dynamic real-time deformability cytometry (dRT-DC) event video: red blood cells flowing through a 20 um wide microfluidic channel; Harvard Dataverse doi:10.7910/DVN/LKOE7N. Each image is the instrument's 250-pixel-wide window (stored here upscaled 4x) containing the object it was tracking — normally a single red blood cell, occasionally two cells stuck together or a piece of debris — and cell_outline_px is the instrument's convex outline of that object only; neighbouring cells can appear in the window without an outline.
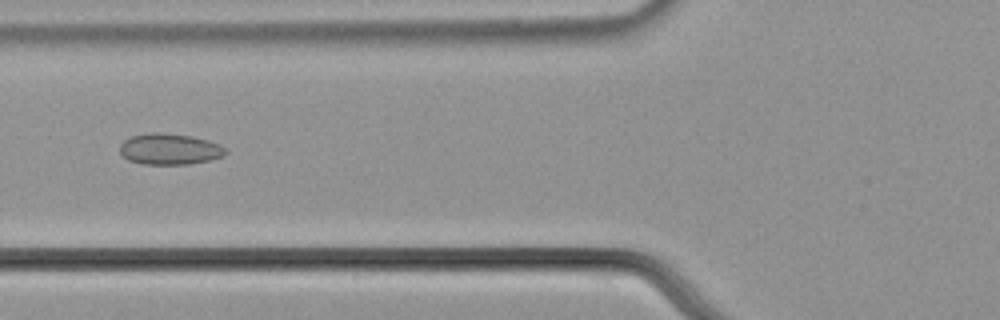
{"species": "common noctule bat (a hibernating species)", "species_latin": "Nyctalus noctula", "temperature_condition": "cold", "stored_images_in_passage": 56, "camera_frame_rate_fps": 3000, "um_per_image_px": 0.085, "animal": {"sex": "male", "body_mass_g": 21.5, "forearm_length_mm": 52.0}, "frame": {"image": 1, "passage_image": 22, "time_ms": 7.0, "image_size_px": [1000, 320], "cell_outline_px": [[228, 152], [224, 156], [192, 164], [144, 164], [128, 160], [120, 152], [120, 144], [124, 140], [132, 136], [148, 132], [160, 132], [192, 136], [208, 140], [220, 144]], "centroid_in_image_um": [14.43, 12.66], "position_along_channel_um": 111.4, "area_um2": 19.25}}
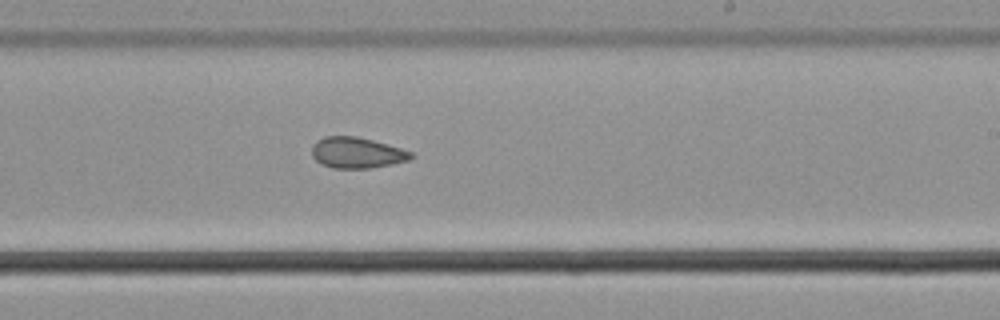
{"frame": {"image": 2, "passage_image": 34, "time_ms": 11.0, "image_size_px": [1000, 320], "cell_outline_px": [[416, 156], [408, 160], [392, 164], [368, 168], [332, 168], [320, 164], [312, 156], [312, 144], [316, 140], [324, 136], [356, 136], [388, 144], [412, 152]], "centroid_in_image_um": [30.31, 12.98], "position_along_channel_um": 258.7, "area_um2": 17.98}}
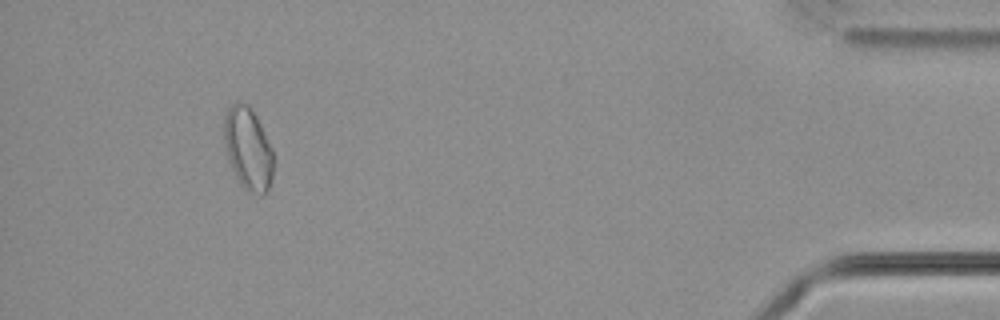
{"frame": {"image": 3, "passage_image": 52, "time_ms": 17.0, "image_size_px": [1000, 320], "cell_outline_px": [[272, 176], [268, 188], [264, 196], [260, 196], [248, 192], [244, 188], [236, 176], [232, 168], [224, 144], [224, 116], [228, 108], [236, 100], [240, 100], [248, 104], [252, 108], [272, 148]], "centroid_in_image_um": [21.07, 12.61], "position_along_channel_um": 414.1, "area_um2": 23.7}, "authors_computed_cell_mechanics": {"area_um2": 20.3456, "velocity_mm_per_s": 3.6847, "shape_relaxation_time_tau1_ms": null, "shape_relaxation_time_tau2_ms": 4.017, "deformation_change_tau1": null, "deformation_change_tau2": 0.104}}